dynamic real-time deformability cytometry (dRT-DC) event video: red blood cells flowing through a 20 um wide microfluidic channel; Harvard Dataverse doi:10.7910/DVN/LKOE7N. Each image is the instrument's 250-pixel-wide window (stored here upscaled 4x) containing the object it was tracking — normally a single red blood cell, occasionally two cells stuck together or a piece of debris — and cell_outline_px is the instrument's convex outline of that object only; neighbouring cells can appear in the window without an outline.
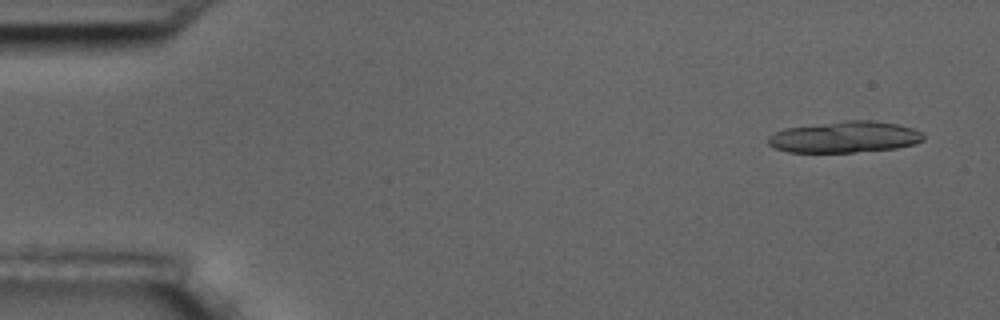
{"species": "common noctule bat (a hibernating species)", "species_latin": "Nyctalus noctula", "temperature_condition": "room temperature", "stored_images_in_passage": 7, "camera_frame_rate_fps": 3000, "um_per_image_px": 0.085, "animal": {"sex": "male", "body_mass_g": 17.5, "forearm_length_mm": 52.3}, "frame": {"image": 1, "passage_image": 1, "time_ms": 0.0, "image_size_px": [1000, 320], "cell_outline_px": [[924, 140], [916, 144], [896, 148], [852, 152], [788, 152], [776, 148], [768, 144], [768, 136], [784, 128], [844, 120], [872, 120], [896, 124], [912, 128], [920, 132], [924, 136]], "centroid_in_image_um": [71.8, 11.64], "position_along_channel_um": 13.2, "area_um2": 28.32}}